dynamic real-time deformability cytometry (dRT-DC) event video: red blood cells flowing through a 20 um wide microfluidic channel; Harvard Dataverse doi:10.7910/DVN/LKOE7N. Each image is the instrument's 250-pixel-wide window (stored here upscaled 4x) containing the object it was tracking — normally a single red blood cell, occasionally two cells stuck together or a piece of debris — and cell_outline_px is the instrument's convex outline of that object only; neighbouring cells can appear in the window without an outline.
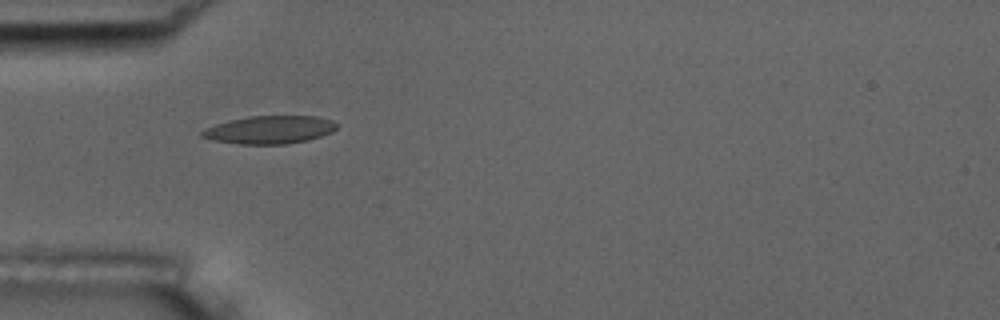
{"species": "common noctule bat (a hibernating species)", "species_latin": "Nyctalus noctula", "temperature_condition": "room temperature", "stored_images_in_passage": 5, "camera_frame_rate_fps": 3000, "um_per_image_px": 0.085, "animal": {"sex": "male", "body_mass_g": 17.5, "forearm_length_mm": 52.3}, "frame": {"image": 1, "passage_image": 4, "time_ms": 1.0, "image_size_px": [1000, 320], "cell_outline_px": [[340, 124], [332, 132], [308, 140], [288, 144], [240, 144], [212, 140], [200, 136], [200, 132], [204, 128], [216, 124], [248, 116], [316, 116], [332, 120]], "centroid_in_image_um": [22.93, 11.03], "position_along_channel_um": 62.1, "area_um2": 22.02}}